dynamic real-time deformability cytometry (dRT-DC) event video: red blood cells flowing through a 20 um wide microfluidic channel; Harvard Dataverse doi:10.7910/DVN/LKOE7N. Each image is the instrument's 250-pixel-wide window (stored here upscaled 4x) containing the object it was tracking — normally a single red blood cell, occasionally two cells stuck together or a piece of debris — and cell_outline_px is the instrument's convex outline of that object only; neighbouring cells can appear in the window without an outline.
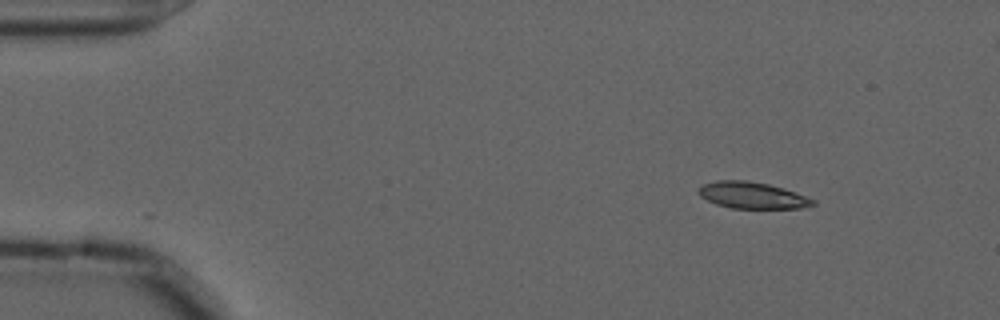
{"species": "common noctule bat (a hibernating species)", "species_latin": "Nyctalus noctula", "temperature_condition": "cold", "stored_images_in_passage": 13, "camera_frame_rate_fps": 3000, "um_per_image_px": 0.085, "animal": {"sex": "male", "forearm_length_mm": 52.5}, "frame": {"image": 1, "passage_image": 1, "time_ms": 0.0, "image_size_px": [1000, 320], "cell_outline_px": [[816, 204], [800, 208], [732, 208], [716, 204], [700, 196], [696, 192], [704, 184], [716, 180], [744, 180], [768, 184], [784, 188], [816, 200]], "centroid_in_image_um": [63.94, 16.6], "position_along_channel_um": 21.1, "area_um2": 17.57}}
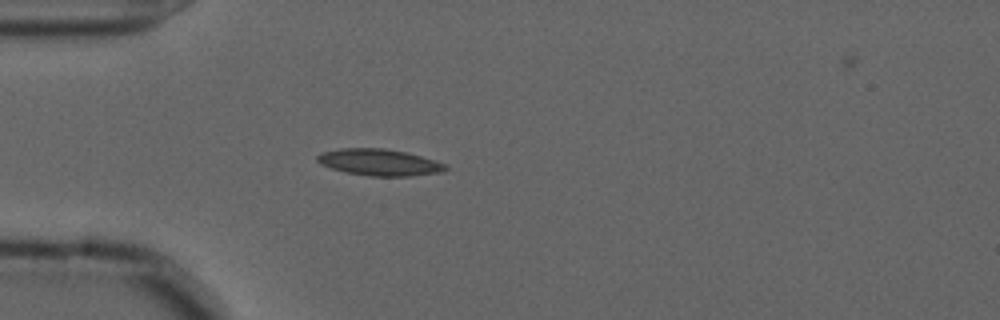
{"frame": {"image": 2, "passage_image": 10, "time_ms": 3.0, "image_size_px": [1000, 320], "cell_outline_px": [[448, 168], [444, 172], [408, 176], [368, 176], [344, 172], [320, 164], [316, 160], [316, 156], [320, 152], [340, 148], [384, 148], [404, 152], [420, 156], [448, 164]], "centroid_in_image_um": [32.23, 13.8], "position_along_channel_um": 52.8, "area_um2": 20.0}}